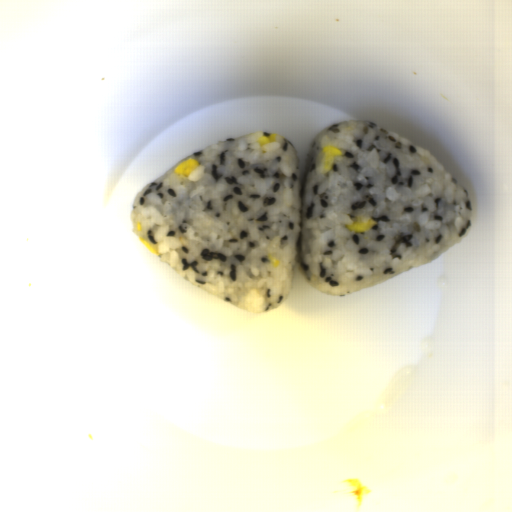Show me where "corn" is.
<instances>
[{
  "mask_svg": "<svg viewBox=\"0 0 512 512\" xmlns=\"http://www.w3.org/2000/svg\"><path fill=\"white\" fill-rule=\"evenodd\" d=\"M324 152V168L327 170H331L334 165V158L337 156H341L343 151L333 146L331 144H327L323 147Z\"/></svg>",
  "mask_w": 512,
  "mask_h": 512,
  "instance_id": "51d56268",
  "label": "corn"
},
{
  "mask_svg": "<svg viewBox=\"0 0 512 512\" xmlns=\"http://www.w3.org/2000/svg\"><path fill=\"white\" fill-rule=\"evenodd\" d=\"M199 166L198 161L194 159H187L184 162H182L180 165H178L173 173L178 175L179 177H189V175L195 171Z\"/></svg>",
  "mask_w": 512,
  "mask_h": 512,
  "instance_id": "f1292c28",
  "label": "corn"
},
{
  "mask_svg": "<svg viewBox=\"0 0 512 512\" xmlns=\"http://www.w3.org/2000/svg\"><path fill=\"white\" fill-rule=\"evenodd\" d=\"M376 224V221H374L373 219H370L369 221L356 220L352 224H345V229H347L350 232L361 233L376 226Z\"/></svg>",
  "mask_w": 512,
  "mask_h": 512,
  "instance_id": "5cfa1b94",
  "label": "corn"
},
{
  "mask_svg": "<svg viewBox=\"0 0 512 512\" xmlns=\"http://www.w3.org/2000/svg\"><path fill=\"white\" fill-rule=\"evenodd\" d=\"M277 135L276 134H270L269 136H261L258 138L257 142L263 146L265 144H270L272 142H276Z\"/></svg>",
  "mask_w": 512,
  "mask_h": 512,
  "instance_id": "cfcad685",
  "label": "corn"
},
{
  "mask_svg": "<svg viewBox=\"0 0 512 512\" xmlns=\"http://www.w3.org/2000/svg\"><path fill=\"white\" fill-rule=\"evenodd\" d=\"M140 241L145 245V247L150 251L152 252L153 254L155 255H158V251L155 249V247L153 245H151L150 243H148L147 241H145L144 239H142L140 237Z\"/></svg>",
  "mask_w": 512,
  "mask_h": 512,
  "instance_id": "2b8c4276",
  "label": "corn"
}]
</instances>
